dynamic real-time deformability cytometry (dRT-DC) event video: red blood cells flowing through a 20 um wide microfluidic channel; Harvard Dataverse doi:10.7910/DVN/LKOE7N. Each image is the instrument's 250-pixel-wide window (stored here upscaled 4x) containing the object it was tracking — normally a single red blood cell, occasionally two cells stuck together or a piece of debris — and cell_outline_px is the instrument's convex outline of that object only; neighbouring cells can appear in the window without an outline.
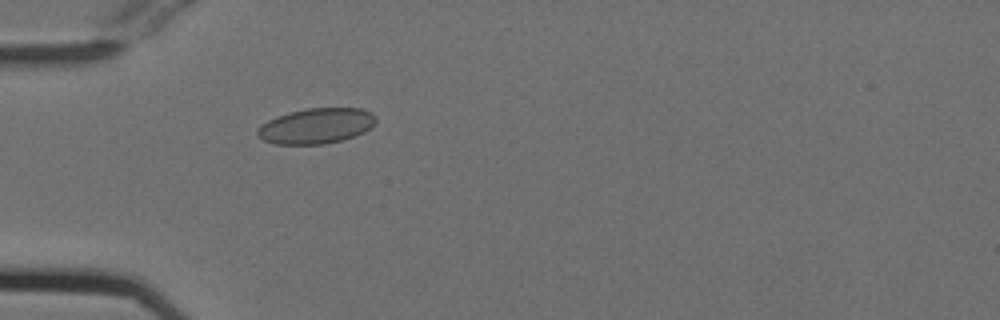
{"species": "Egyptian fruit bat (a non-hibernating species)", "species_latin": "Rousettus aegyptiacus", "temperature_condition": "cold", "stored_images_in_passage": 54, "camera_frame_rate_fps": 3000, "um_per_image_px": 0.085, "animal": {"sex": "female"}, "frame": {"image": 1, "passage_image": 17, "time_ms": 5.333, "image_size_px": [1000, 320], "cell_outline_px": [[376, 124], [364, 132], [340, 140], [324, 144], [276, 144], [264, 140], [256, 136], [256, 128], [260, 124], [276, 116], [288, 112], [308, 108], [360, 108], [372, 112], [376, 116]], "centroid_in_image_um": [26.85, 10.69], "position_along_channel_um": 58.1, "area_um2": 24.62}}
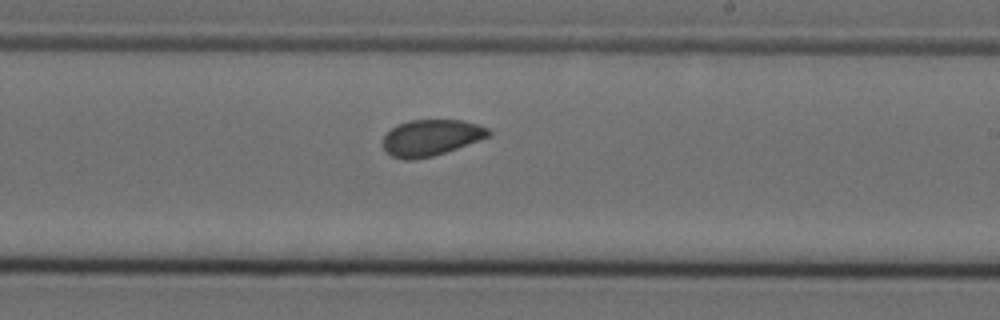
{"frame": {"image": 2, "passage_image": 33, "time_ms": 10.667, "image_size_px": [1000, 320], "cell_outline_px": [[492, 136], [432, 156], [416, 160], [404, 160], [392, 156], [384, 148], [384, 136], [392, 128], [408, 120], [460, 120], [476, 124], [488, 128], [492, 132]], "centroid_in_image_um": [36.66, 11.7], "position_along_channel_um": 252.3, "area_um2": 22.08}}
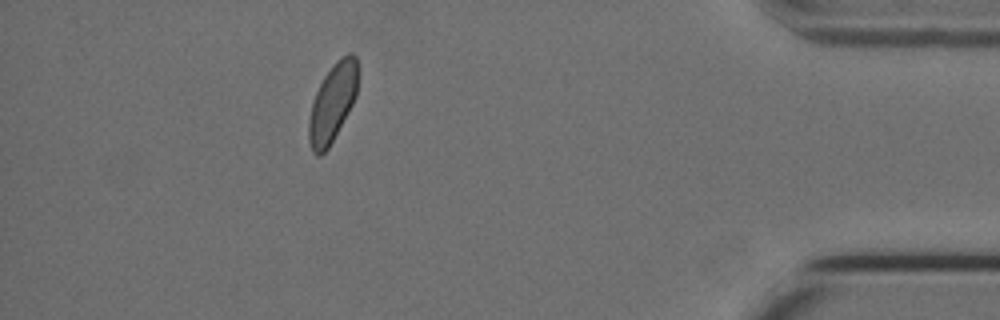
{"frame": {"image": 3, "passage_image": 49, "time_ms": 16.0, "image_size_px": [1000, 320], "cell_outline_px": [[356, 96], [348, 112], [328, 148], [320, 156], [316, 156], [312, 152], [308, 140], [308, 120], [312, 104], [316, 92], [324, 76], [336, 60], [340, 56], [348, 52], [352, 52], [356, 56]], "centroid_in_image_um": [28.23, 8.75], "position_along_channel_um": 407.0, "area_um2": 22.08}, "authors_computed_cell_mechanics": {"area_um2": 22.9466, "velocity_mm_per_s": 3.76, "shape_relaxation_time_tau1_ms": null, "shape_relaxation_time_tau2_ms": 1.6384, "deformation_change_tau1": null, "deformation_change_tau2": 0.0541}}